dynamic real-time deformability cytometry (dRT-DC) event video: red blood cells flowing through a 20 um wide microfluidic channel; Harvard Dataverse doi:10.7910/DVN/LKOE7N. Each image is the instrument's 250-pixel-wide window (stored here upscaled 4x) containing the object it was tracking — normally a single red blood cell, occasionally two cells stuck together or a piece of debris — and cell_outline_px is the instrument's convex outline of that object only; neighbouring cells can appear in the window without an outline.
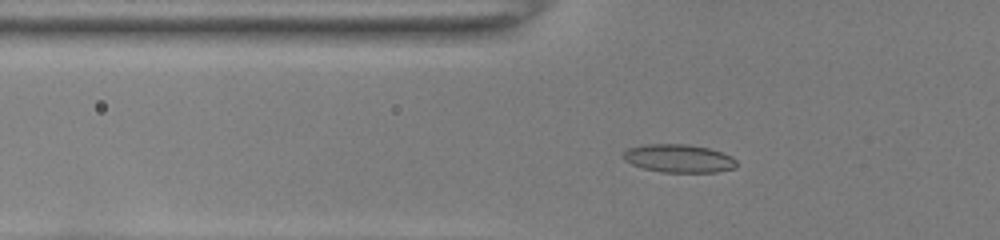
{"species": "common noctule bat (a hibernating species)", "species_latin": "Nyctalus noctula", "temperature_condition": "room temperature", "stored_images_in_passage": 46, "camera_frame_rate_fps": 3000, "um_per_image_px": 0.085, "animal": {"sex": "female", "body_mass_g": 22.0, "forearm_length_mm": 56.7}, "frame": {"image": 1, "passage_image": 13, "time_ms": 4.0, "image_size_px": [1000, 240], "cell_outline_px": [[736, 168], [716, 172], [660, 172], [644, 168], [632, 164], [624, 160], [620, 156], [628, 148], [644, 144], [688, 144], [708, 148], [732, 156], [736, 160]], "centroid_in_image_um": [57.67, 13.46], "position_along_channel_um": 68.1, "area_um2": 18.67}}
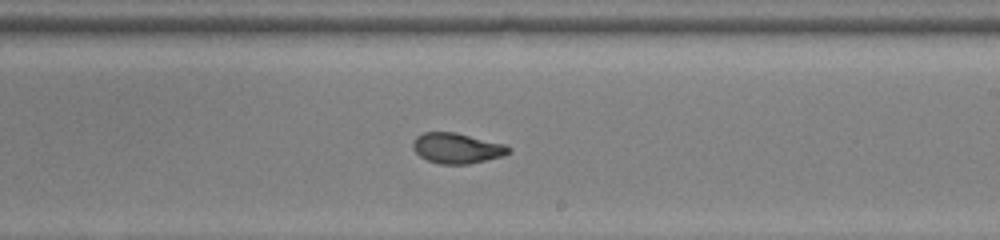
{"frame": {"image": 2, "passage_image": 27, "time_ms": 8.667, "image_size_px": [1000, 240], "cell_outline_px": [[512, 148], [504, 156], [468, 164], [440, 164], [428, 160], [420, 156], [412, 148], [412, 140], [416, 136], [424, 132], [456, 132], [504, 144]], "centroid_in_image_um": [38.82, 12.59], "position_along_channel_um": 250.2, "area_um2": 16.99}}
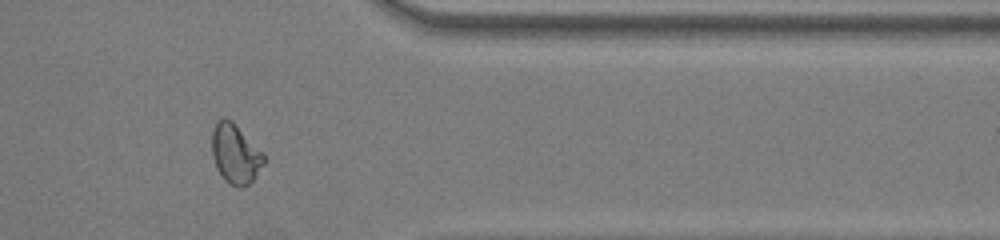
{"frame": {"image": 3, "passage_image": 38, "time_ms": 12.333, "image_size_px": [1000, 240], "cell_outline_px": [[264, 164], [252, 180], [248, 184], [240, 188], [228, 184], [224, 180], [216, 168], [212, 156], [212, 132], [216, 124], [224, 116], [232, 120], [264, 152]], "centroid_in_image_um": [20.01, 13.07], "position_along_channel_um": 391.4, "area_um2": 18.15}, "authors_computed_cell_mechanics": {"area_um2": 17.3978, "velocity_mm_per_s": 4.0195, "shape_relaxation_time_tau1_ms": null, "shape_relaxation_time_tau2_ms": 0.8112, "deformation_change_tau1": null, "deformation_change_tau2": 0.0518}}